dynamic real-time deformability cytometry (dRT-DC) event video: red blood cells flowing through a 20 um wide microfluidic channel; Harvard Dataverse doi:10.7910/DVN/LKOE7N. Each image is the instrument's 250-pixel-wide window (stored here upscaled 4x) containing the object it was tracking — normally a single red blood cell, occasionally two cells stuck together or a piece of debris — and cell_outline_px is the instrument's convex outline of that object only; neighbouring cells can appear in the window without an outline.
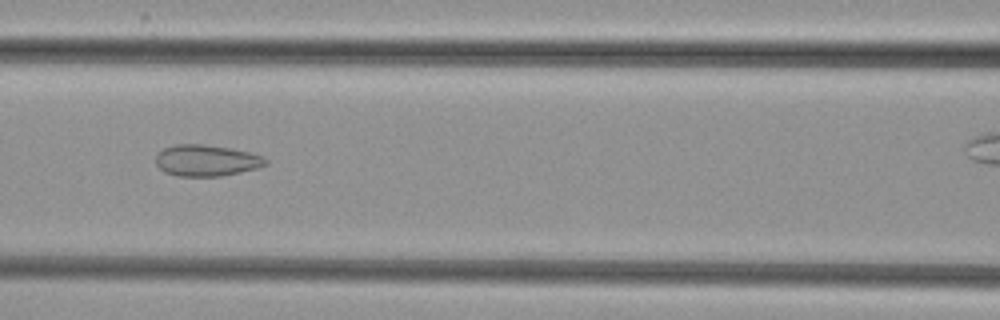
{"species": "common noctule bat (a hibernating species)", "species_latin": "Nyctalus noctula", "temperature_condition": "cold", "stored_images_in_passage": 43, "camera_frame_rate_fps": 3000, "um_per_image_px": 0.085, "animal": {"sex": "female", "body_mass_g": 29.2, "forearm_length_mm": 56.3}, "frame": {"image": 1, "passage_image": 23, "time_ms": 7.333, "image_size_px": [1000, 320], "cell_outline_px": [[268, 164], [260, 168], [220, 176], [176, 176], [164, 172], [156, 164], [156, 156], [164, 148], [176, 144], [204, 144], [232, 148], [252, 152], [264, 156], [268, 160]], "centroid_in_image_um": [17.6, 13.64], "position_along_channel_um": 149.0, "area_um2": 20.35}}
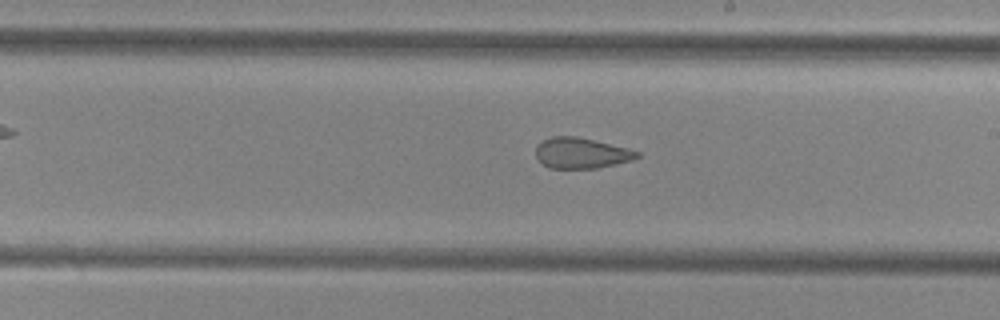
{"frame": {"image": 2, "passage_image": 30, "time_ms": 9.667, "image_size_px": [1000, 320], "cell_outline_px": [[640, 156], [632, 160], [600, 168], [548, 168], [536, 156], [536, 148], [544, 140], [552, 136], [576, 136], [628, 148], [640, 152]], "centroid_in_image_um": [49.44, 13.02], "position_along_channel_um": 239.6, "area_um2": 17.98}}
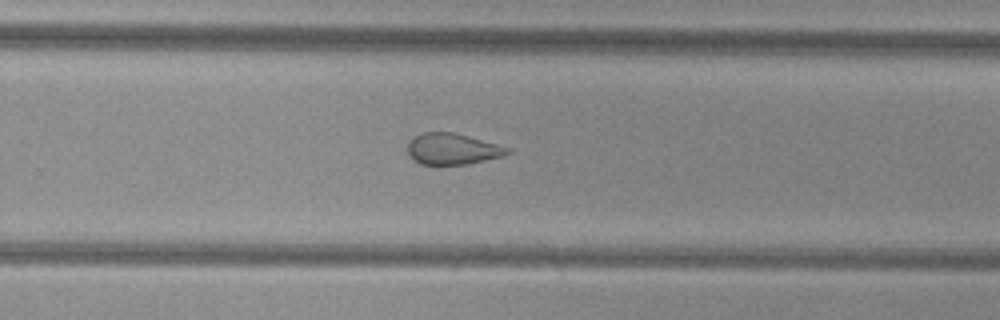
{"frame": {"image": 3, "passage_image": 34, "time_ms": 11.0, "image_size_px": [1000, 320], "cell_outline_px": [[512, 152], [500, 156], [468, 164], [420, 164], [408, 156], [408, 140], [424, 132], [456, 132], [512, 148]], "centroid_in_image_um": [38.46, 12.65], "position_along_channel_um": 291.3, "area_um2": 18.21}}